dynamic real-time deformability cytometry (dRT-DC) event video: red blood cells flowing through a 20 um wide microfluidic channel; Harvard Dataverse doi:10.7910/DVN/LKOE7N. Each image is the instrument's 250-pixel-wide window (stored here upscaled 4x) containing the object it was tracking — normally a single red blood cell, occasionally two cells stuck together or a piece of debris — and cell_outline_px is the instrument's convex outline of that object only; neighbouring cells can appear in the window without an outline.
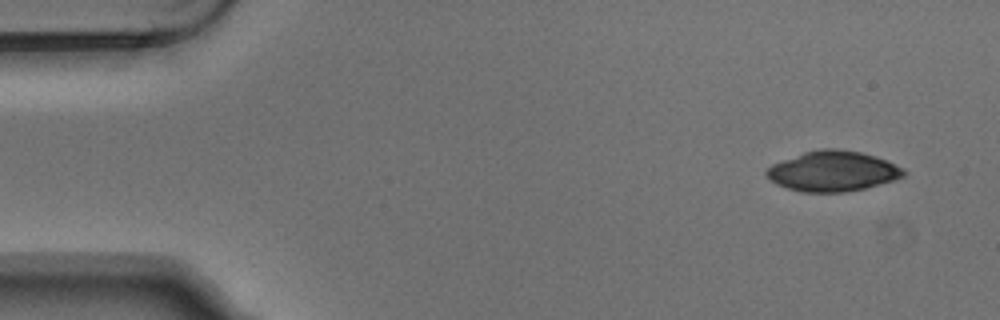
{"species": "Egyptian fruit bat (a non-hibernating species)", "species_latin": "Rousettus aegyptiacus", "temperature_condition": "warm", "stored_images_in_passage": 3, "camera_frame_rate_fps": 3000, "um_per_image_px": 0.085, "animal": {"sex": "male"}, "frame": {"image": 1, "passage_image": 1, "time_ms": 0.0, "image_size_px": [1000, 320], "cell_outline_px": [[908, 172], [904, 176], [892, 180], [864, 188], [844, 192], [800, 192], [776, 184], [764, 172], [772, 164], [804, 152], [820, 148], [836, 148], [860, 152], [876, 156], [888, 160], [904, 168]], "centroid_in_image_um": [70.81, 14.54], "position_along_channel_um": 14.2, "area_um2": 32.14}}